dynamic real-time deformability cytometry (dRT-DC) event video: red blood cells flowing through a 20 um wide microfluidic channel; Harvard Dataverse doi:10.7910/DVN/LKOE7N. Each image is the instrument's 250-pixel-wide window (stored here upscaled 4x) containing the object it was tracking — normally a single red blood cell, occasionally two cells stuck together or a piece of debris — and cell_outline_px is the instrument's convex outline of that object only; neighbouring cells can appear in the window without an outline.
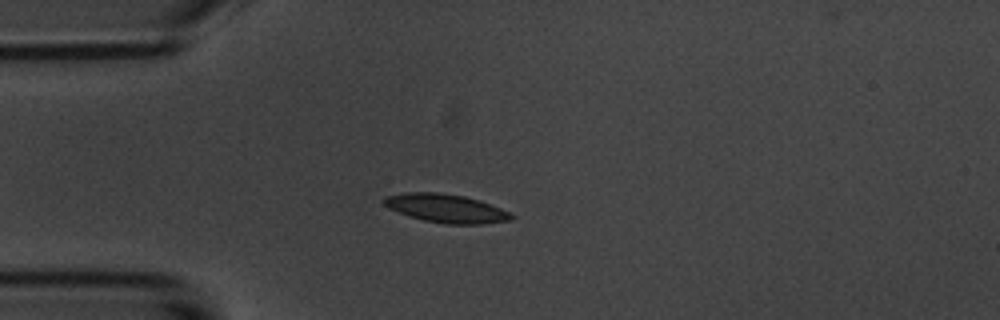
{"species": "common noctule bat (a hibernating species)", "species_latin": "Nyctalus noctula", "temperature_condition": "room temperature", "stored_images_in_passage": 6, "camera_frame_rate_fps": 3000, "um_per_image_px": 0.085, "animal": {"sex": "male", "body_mass_g": 20.1, "forearm_length_mm": 53.5}, "frame": {"image": 1, "passage_image": 4, "time_ms": 3.667, "image_size_px": [1000, 320], "cell_outline_px": [[516, 216], [512, 220], [484, 224], [444, 224], [424, 220], [408, 216], [388, 208], [380, 200], [384, 196], [404, 192], [440, 192], [464, 196], [480, 200], [500, 208]], "centroid_in_image_um": [37.88, 17.7], "position_along_channel_um": 47.1, "area_um2": 21.44}}